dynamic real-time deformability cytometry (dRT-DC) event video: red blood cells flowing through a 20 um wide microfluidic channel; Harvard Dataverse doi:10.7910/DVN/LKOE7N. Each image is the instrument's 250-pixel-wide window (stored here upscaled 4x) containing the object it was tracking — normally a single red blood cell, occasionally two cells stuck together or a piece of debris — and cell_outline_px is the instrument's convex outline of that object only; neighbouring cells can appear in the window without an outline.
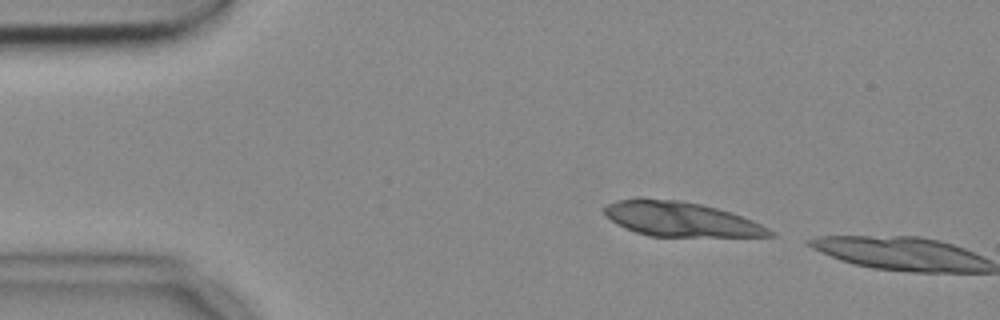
{"species": "common noctule bat (a hibernating species)", "species_latin": "Nyctalus noctula", "temperature_condition": "cold", "stored_images_in_passage": 3, "camera_frame_rate_fps": 3000, "um_per_image_px": 0.085, "animal": {"sex": "female", "body_mass_g": 18.4}, "frame": {"image": 1, "passage_image": 2, "time_ms": 0.333, "image_size_px": [1000, 320], "cell_outline_px": [[776, 236], [648, 236], [636, 232], [616, 224], [604, 216], [600, 208], [616, 200], [636, 196], [640, 196], [680, 200], [700, 204], [732, 212], [752, 220], [776, 232]], "centroid_in_image_um": [57.76, 18.59], "position_along_channel_um": 27.2, "area_um2": 33.93}}